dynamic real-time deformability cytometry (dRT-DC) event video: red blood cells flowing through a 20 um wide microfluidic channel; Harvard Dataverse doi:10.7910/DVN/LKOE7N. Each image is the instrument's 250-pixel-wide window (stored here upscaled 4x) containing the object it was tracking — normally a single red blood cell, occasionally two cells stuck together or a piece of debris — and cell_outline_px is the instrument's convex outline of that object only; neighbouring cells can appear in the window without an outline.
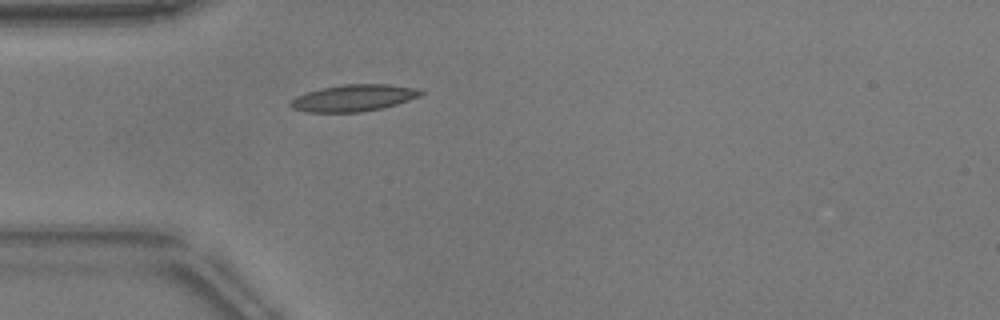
{"species": "common noctule bat (a hibernating species)", "species_latin": "Nyctalus noctula", "temperature_condition": "warm", "stored_images_in_passage": 38, "camera_frame_rate_fps": 3000, "um_per_image_px": 0.085, "animal": {"sex": "male", "body_mass_g": 17.9}, "frame": {"image": 1, "passage_image": 1, "time_ms": 0.0, "image_size_px": [1000, 320], "cell_outline_px": [[424, 92], [420, 96], [396, 104], [380, 108], [360, 112], [308, 112], [292, 108], [288, 104], [296, 96], [320, 88], [344, 84], [388, 84], [420, 88]], "centroid_in_image_um": [30.07, 8.31], "position_along_channel_um": 54.9, "area_um2": 20.23}}
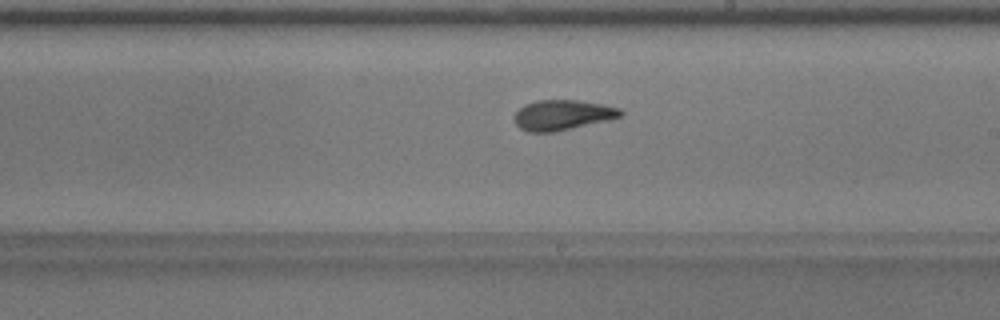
{"frame": {"image": 2, "passage_image": 16, "time_ms": 5.0, "image_size_px": [1000, 320], "cell_outline_px": [[624, 116], [608, 120], [572, 128], [552, 132], [528, 132], [520, 128], [512, 120], [516, 112], [524, 104], [536, 100], [580, 100], [604, 104], [620, 108], [624, 112]], "centroid_in_image_um": [47.82, 9.76], "position_along_channel_um": 241.2, "area_um2": 18.9}}
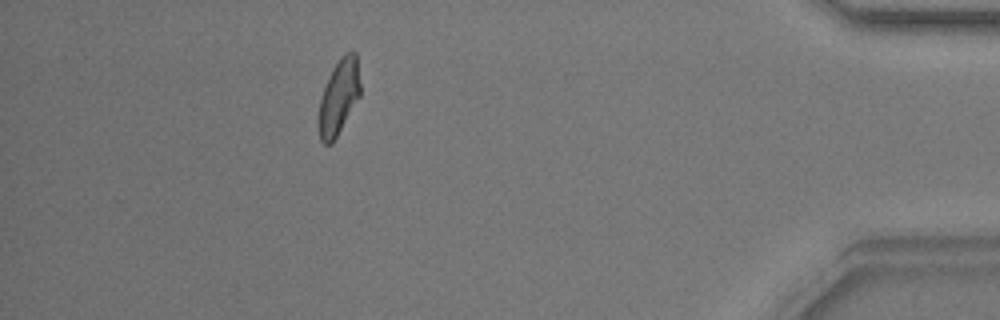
{"frame": {"image": 3, "passage_image": 33, "time_ms": 10.667, "image_size_px": [1000, 320], "cell_outline_px": [[360, 96], [332, 144], [324, 144], [320, 140], [320, 100], [324, 88], [332, 68], [340, 56], [344, 52], [356, 52], [360, 84]], "centroid_in_image_um": [28.82, 8.2], "position_along_channel_um": 406.4, "area_um2": 17.86}, "authors_computed_cell_mechanics": {"area_um2": 18.5827, "velocity_mm_per_s": 3.8135, "shape_relaxation_time_tau1_ms": 4.3381, "shape_relaxation_time_tau2_ms": 1.7208, "deformation_change_tau1": 0.1808, "deformation_change_tau2": 0.0604}}